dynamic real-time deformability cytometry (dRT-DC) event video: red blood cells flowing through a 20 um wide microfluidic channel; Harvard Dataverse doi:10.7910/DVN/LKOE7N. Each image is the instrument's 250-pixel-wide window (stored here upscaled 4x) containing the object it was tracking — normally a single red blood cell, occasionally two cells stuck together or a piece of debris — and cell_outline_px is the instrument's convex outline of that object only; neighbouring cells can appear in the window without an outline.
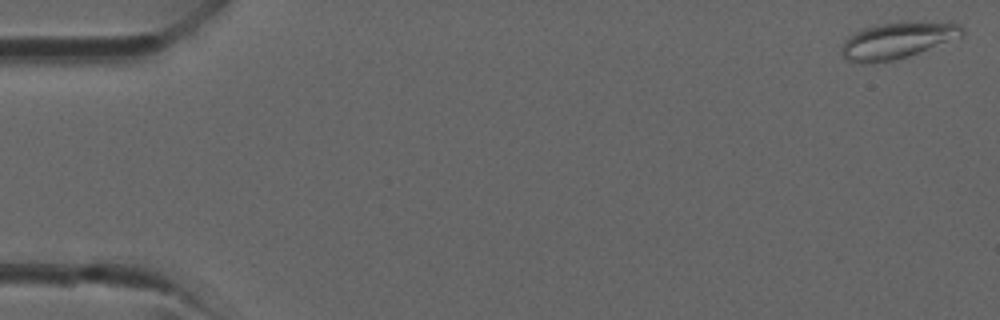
{"species": "common noctule bat (a hibernating species)", "species_latin": "Nyctalus noctula", "temperature_condition": "room temperature", "stored_images_in_passage": 39, "camera_frame_rate_fps": 3000, "um_per_image_px": 0.085, "animal": {"sex": "male", "forearm_length_mm": 52.5}, "frame": {"image": 1, "passage_image": 1, "time_ms": 0.0, "image_size_px": [1000, 320], "cell_outline_px": [[964, 36], [908, 56], [892, 60], [860, 64], [848, 60], [840, 52], [840, 48], [844, 40], [848, 36], [864, 28], [876, 24], [900, 20], [908, 20], [960, 24], [964, 28]], "centroid_in_image_um": [76.27, 3.4], "position_along_channel_um": 8.7, "area_um2": 25.95}}
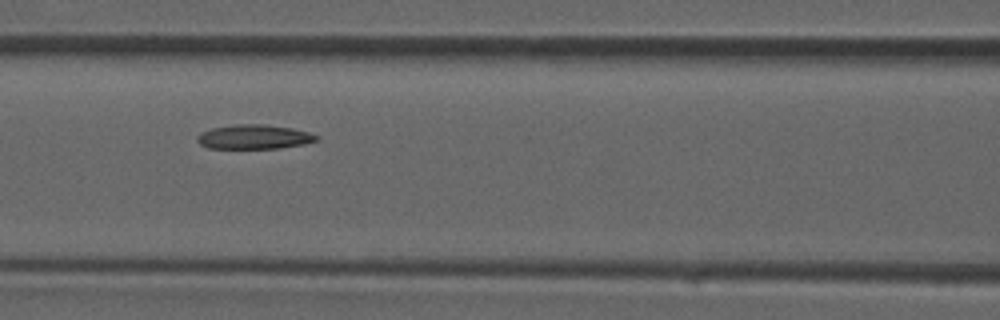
{"frame": {"image": 2, "passage_image": 17, "time_ms": 5.333, "image_size_px": [1000, 320], "cell_outline_px": [[320, 140], [304, 144], [280, 148], [208, 148], [200, 144], [196, 140], [196, 136], [200, 132], [212, 128], [236, 124], [264, 124], [292, 128], [308, 132], [320, 136]], "centroid_in_image_um": [21.61, 11.63], "position_along_channel_um": 145.0, "area_um2": 17.05}}
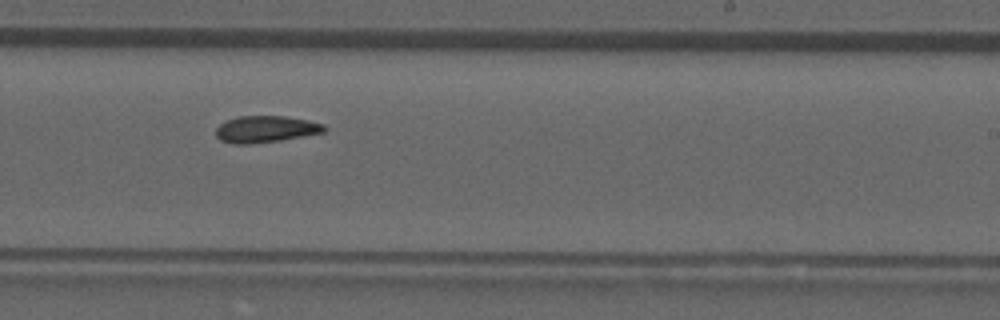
{"frame": {"image": 3, "passage_image": 24, "time_ms": 7.667, "image_size_px": [1000, 320], "cell_outline_px": [[328, 128], [324, 132], [280, 140], [252, 144], [232, 144], [220, 140], [216, 136], [216, 128], [220, 124], [228, 120], [240, 116], [284, 116], [308, 120], [324, 124]], "centroid_in_image_um": [22.58, 10.98], "position_along_channel_um": 266.4, "area_um2": 16.82}}